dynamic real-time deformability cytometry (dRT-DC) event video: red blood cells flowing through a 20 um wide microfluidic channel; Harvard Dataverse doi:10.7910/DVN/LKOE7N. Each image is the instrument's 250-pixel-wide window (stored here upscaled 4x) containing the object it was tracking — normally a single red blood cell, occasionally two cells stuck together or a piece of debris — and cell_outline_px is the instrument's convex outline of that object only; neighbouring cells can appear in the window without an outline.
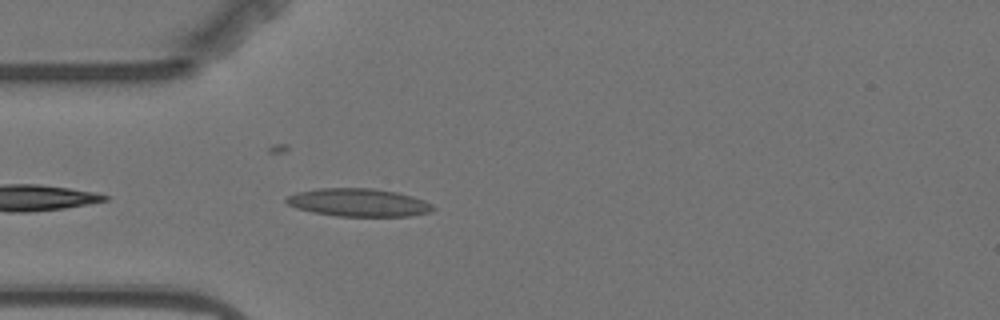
{"species": "Egyptian fruit bat (a non-hibernating species)", "species_latin": "Rousettus aegyptiacus", "temperature_condition": "warm", "stored_images_in_passage": 3, "camera_frame_rate_fps": 3000, "um_per_image_px": 0.085, "animal": {"sex": "female"}, "frame": {"image": 1, "passage_image": 3, "time_ms": 2.667, "image_size_px": [1000, 320], "cell_outline_px": [[436, 208], [432, 212], [408, 216], [336, 216], [312, 212], [296, 208], [288, 204], [284, 200], [288, 196], [296, 192], [316, 188], [372, 188], [396, 192], [412, 196], [424, 200], [432, 204]], "centroid_in_image_um": [30.47, 17.21], "position_along_channel_um": 54.5, "area_um2": 24.04}}